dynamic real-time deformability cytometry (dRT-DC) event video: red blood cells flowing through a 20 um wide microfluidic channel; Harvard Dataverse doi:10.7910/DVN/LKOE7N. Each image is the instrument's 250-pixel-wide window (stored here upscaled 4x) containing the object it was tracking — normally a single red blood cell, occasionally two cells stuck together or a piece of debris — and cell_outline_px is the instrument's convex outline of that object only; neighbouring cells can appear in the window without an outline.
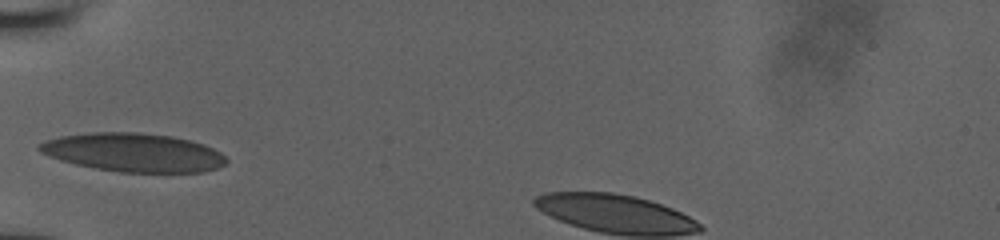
{"species": "human", "species_latin": "Homo sapiens", "temperature_condition": "room temperature", "stored_images_in_passage": 10, "camera_frame_rate_fps": 3000, "um_per_image_px": 0.085, "donor": {"sex": "male"}, "frame": {"image": 1, "passage_image": 1, "time_ms": 0.0, "image_size_px": [1000, 240], "cell_outline_px": [[228, 160], [224, 164], [216, 168], [204, 172], [120, 172], [96, 168], [76, 164], [60, 160], [48, 156], [40, 152], [36, 148], [44, 140], [60, 136], [92, 132], [136, 132], [172, 136], [192, 140], [204, 144], [220, 152]], "centroid_in_image_um": [11.33, 12.95], "position_along_channel_um": 73.7, "area_um2": 42.08}}
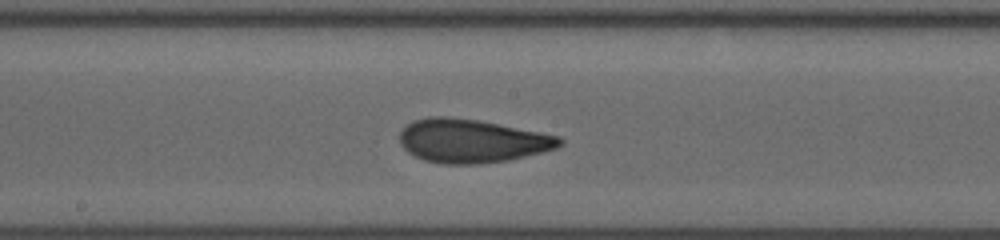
{"frame": {"image": 2, "passage_image": 6, "time_ms": 3.333, "image_size_px": [1000, 240], "cell_outline_px": [[564, 144], [556, 148], [508, 160], [476, 164], [444, 164], [424, 160], [408, 152], [400, 144], [400, 132], [412, 120], [428, 116], [444, 116], [476, 120], [540, 132], [560, 136], [564, 140]], "centroid_in_image_um": [40.09, 11.97], "position_along_channel_um": 208.1, "area_um2": 40.34}}
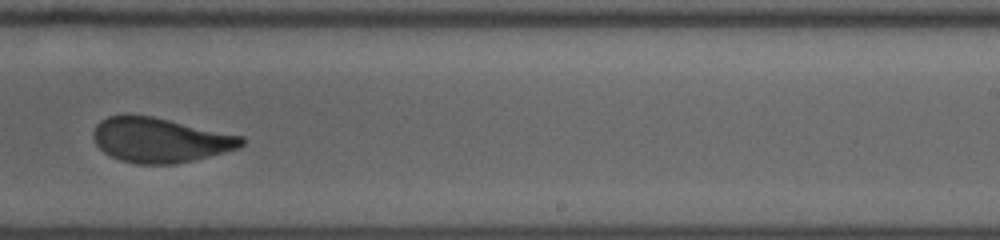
{"frame": {"image": 3, "passage_image": 9, "time_ms": 5.0, "image_size_px": [1000, 240], "cell_outline_px": [[244, 144], [240, 148], [176, 164], [136, 164], [120, 160], [104, 152], [96, 144], [92, 136], [92, 132], [96, 124], [100, 120], [108, 116], [152, 116], [244, 136]], "centroid_in_image_um": [13.61, 11.91], "position_along_channel_um": 275.4, "area_um2": 38.44}}